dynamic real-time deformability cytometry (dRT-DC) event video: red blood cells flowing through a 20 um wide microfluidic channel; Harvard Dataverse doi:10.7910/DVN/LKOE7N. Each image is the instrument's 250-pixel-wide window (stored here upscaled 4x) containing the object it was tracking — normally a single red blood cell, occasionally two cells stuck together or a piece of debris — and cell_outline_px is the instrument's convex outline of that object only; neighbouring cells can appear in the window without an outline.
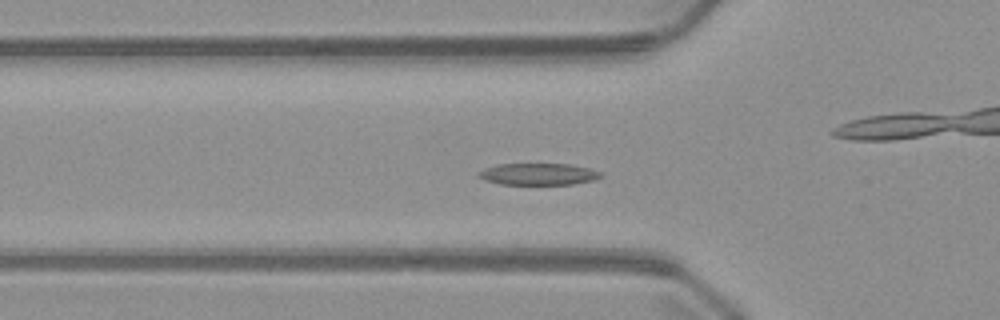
{"species": "common noctule bat (a hibernating species)", "species_latin": "Nyctalus noctula", "temperature_condition": "warm", "stored_images_in_passage": 53, "camera_frame_rate_fps": 3000, "um_per_image_px": 0.085, "animal": {"sex": "male", "body_mass_g": 23.1, "forearm_length_mm": 52.7}, "frame": {"image": 1, "passage_image": 18, "time_ms": 5.667, "image_size_px": [1000, 320], "cell_outline_px": [[604, 176], [596, 180], [572, 184], [500, 184], [484, 180], [476, 176], [476, 172], [484, 168], [496, 164], [572, 164], [604, 172]], "centroid_in_image_um": [45.77, 14.79], "position_along_channel_um": 80.0, "area_um2": 15.78}}
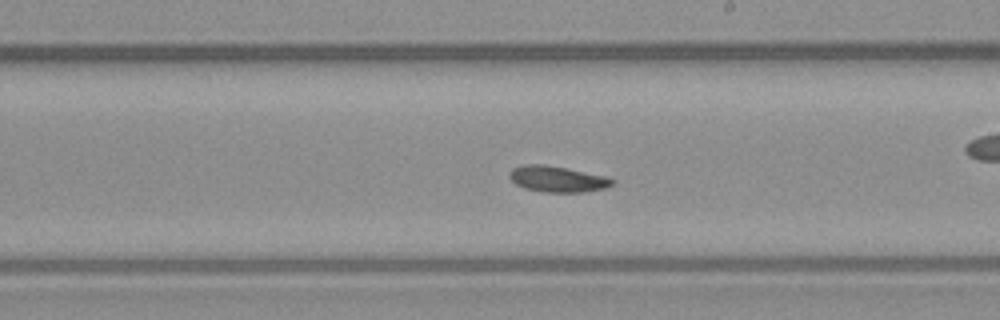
{"frame": {"image": 2, "passage_image": 30, "time_ms": 9.667, "image_size_px": [1000, 320], "cell_outline_px": [[616, 180], [612, 184], [604, 188], [584, 192], [544, 192], [524, 188], [516, 184], [508, 176], [508, 172], [512, 168], [524, 164], [544, 164], [604, 176]], "centroid_in_image_um": [47.32, 15.22], "position_along_channel_um": 241.7, "area_um2": 15.43}}
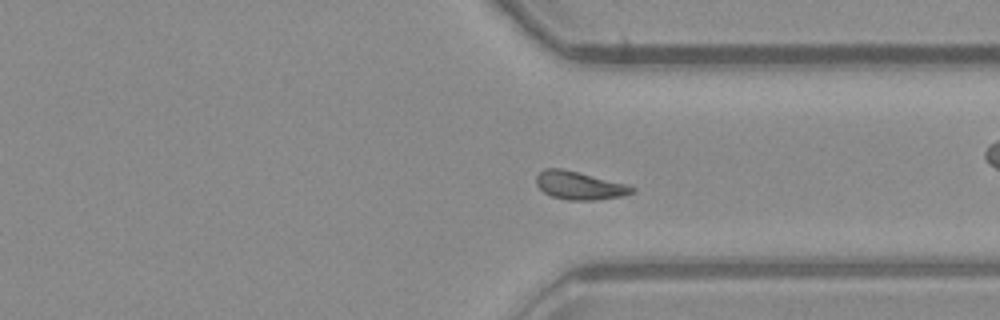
{"frame": {"image": 3, "passage_image": 39, "time_ms": 12.667, "image_size_px": [1000, 320], "cell_outline_px": [[636, 192], [624, 196], [596, 200], [568, 200], [552, 196], [544, 192], [536, 184], [536, 176], [544, 168], [560, 168], [628, 184], [636, 188]], "centroid_in_image_um": [49.29, 15.78], "position_along_channel_um": 362.1, "area_um2": 15.72}}